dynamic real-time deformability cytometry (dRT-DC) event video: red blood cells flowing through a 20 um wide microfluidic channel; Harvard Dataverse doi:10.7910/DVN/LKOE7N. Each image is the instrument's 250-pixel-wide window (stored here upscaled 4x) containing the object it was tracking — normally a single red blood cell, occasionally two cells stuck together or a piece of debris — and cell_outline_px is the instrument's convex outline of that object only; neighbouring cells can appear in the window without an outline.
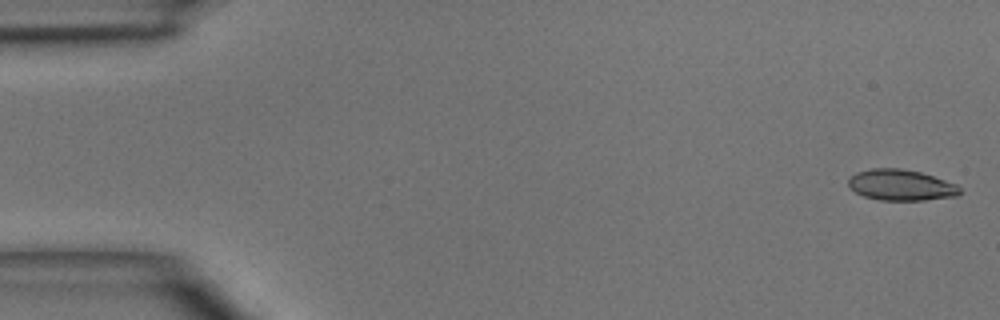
{"species": "common noctule bat (a hibernating species)", "species_latin": "Nyctalus noctula", "temperature_condition": "room temperature", "stored_images_in_passage": 4, "camera_frame_rate_fps": 3000, "um_per_image_px": 0.085, "animal": {"sex": "male", "body_mass_g": 15.6}, "frame": {"image": 1, "passage_image": 1, "time_ms": 0.0, "image_size_px": [1000, 320], "cell_outline_px": [[960, 192], [956, 196], [924, 200], [880, 200], [864, 196], [848, 188], [848, 180], [856, 172], [872, 168], [900, 168], [920, 172], [956, 184], [960, 188]], "centroid_in_image_um": [76.55, 15.73], "position_along_channel_um": 8.5, "area_um2": 20.0}}
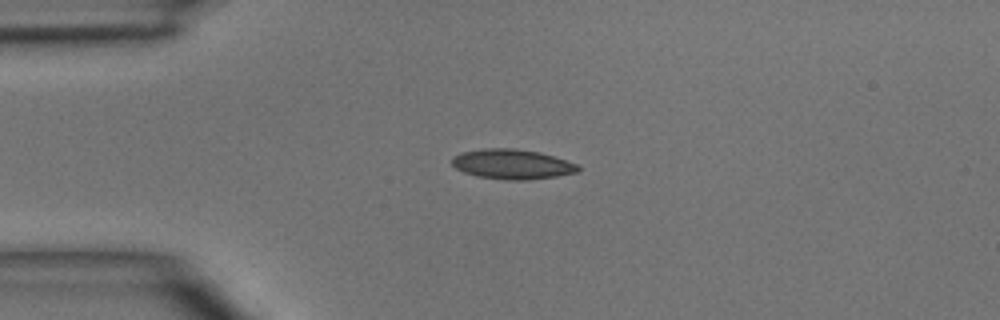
{"frame": {"image": 2, "passage_image": 4, "time_ms": 3.333, "image_size_px": [1000, 320], "cell_outline_px": [[580, 172], [556, 176], [528, 180], [504, 180], [480, 176], [464, 172], [456, 168], [452, 164], [452, 156], [464, 152], [484, 148], [516, 148], [540, 152], [580, 164]], "centroid_in_image_um": [43.59, 13.95], "position_along_channel_um": 41.4, "area_um2": 22.08}}